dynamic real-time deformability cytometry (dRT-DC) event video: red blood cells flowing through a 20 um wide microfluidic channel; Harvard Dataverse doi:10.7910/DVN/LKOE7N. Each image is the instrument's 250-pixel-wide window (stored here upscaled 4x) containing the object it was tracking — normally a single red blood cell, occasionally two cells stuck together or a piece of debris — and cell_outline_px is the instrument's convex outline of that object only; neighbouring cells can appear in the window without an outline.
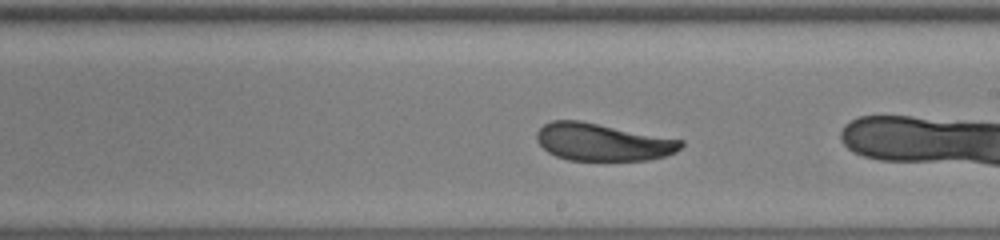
{"species": "human", "species_latin": "Homo sapiens", "temperature_condition": "warm", "stored_images_in_passage": 27, "camera_frame_rate_fps": 3000, "um_per_image_px": 0.085, "donor": {"sex": "male"}, "frame": {"image": 1, "passage_image": 12, "time_ms": 3.667, "image_size_px": [1000, 240], "cell_outline_px": [[684, 144], [676, 152], [664, 156], [648, 160], [568, 160], [556, 156], [548, 152], [536, 140], [536, 132], [544, 124], [552, 120], [580, 120], [684, 140]], "centroid_in_image_um": [51.22, 12.07], "position_along_channel_um": 237.8, "area_um2": 31.5}, "authors_computed_cell_mechanics": {"area_um2": 32.1946, "velocity_mm_per_s": 3.8724, "shape_relaxation_time_tau1_ms": 3.877, "shape_relaxation_time_tau2_ms": 1.1019, "deformation_change_tau1": 0.1549, "deformation_change_tau2": 0.0428}}